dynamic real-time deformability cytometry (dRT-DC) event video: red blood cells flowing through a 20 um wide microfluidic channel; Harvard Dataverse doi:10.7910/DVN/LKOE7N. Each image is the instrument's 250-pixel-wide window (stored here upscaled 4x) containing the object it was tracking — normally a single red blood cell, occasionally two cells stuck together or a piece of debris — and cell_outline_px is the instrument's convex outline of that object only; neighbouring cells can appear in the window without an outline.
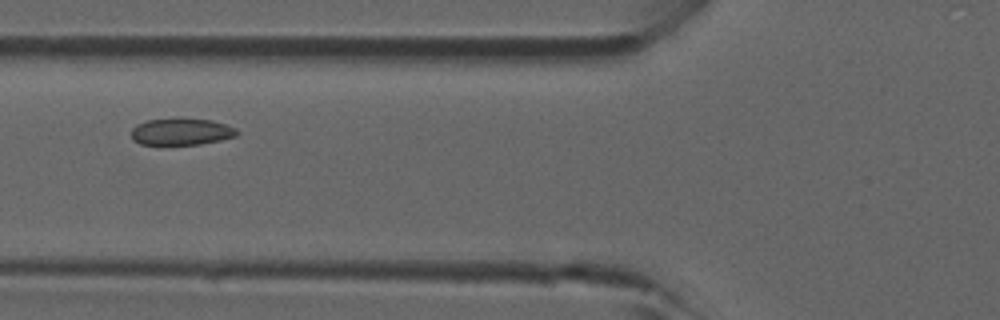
{"species": "common noctule bat (a hibernating species)", "species_latin": "Nyctalus noctula", "temperature_condition": "room temperature", "stored_images_in_passage": 41, "camera_frame_rate_fps": 3000, "um_per_image_px": 0.085, "animal": {"sex": "male", "forearm_length_mm": 52.5}, "frame": {"image": 1, "passage_image": 12, "time_ms": 3.667, "image_size_px": [1000, 320], "cell_outline_px": [[240, 132], [236, 136], [220, 140], [200, 144], [164, 148], [140, 144], [132, 140], [132, 128], [136, 124], [148, 120], [212, 120], [236, 128]], "centroid_in_image_um": [15.36, 11.28], "position_along_channel_um": 110.4, "area_um2": 16.88}}